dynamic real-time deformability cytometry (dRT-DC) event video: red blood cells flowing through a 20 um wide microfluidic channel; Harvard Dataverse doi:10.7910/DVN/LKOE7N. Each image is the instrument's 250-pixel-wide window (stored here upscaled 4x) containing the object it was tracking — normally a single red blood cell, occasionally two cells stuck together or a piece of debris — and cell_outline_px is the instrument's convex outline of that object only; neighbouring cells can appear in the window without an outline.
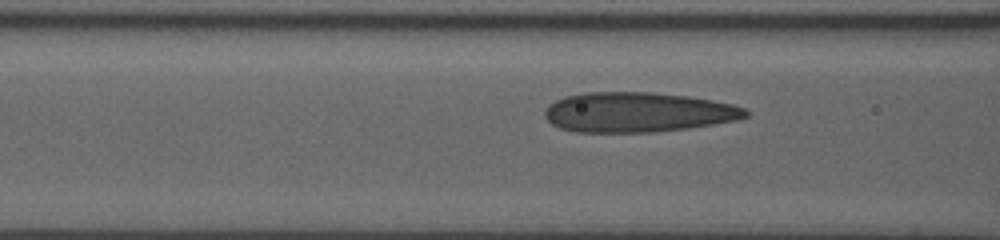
{"species": "human", "species_latin": "Homo sapiens", "temperature_condition": "room temperature", "stored_images_in_passage": 14, "camera_frame_rate_fps": 3000, "um_per_image_px": 0.085, "donor": {"sex": "male"}, "frame": {"image": 1, "passage_image": 12, "time_ms": 3.667, "image_size_px": [1000, 240], "cell_outline_px": [[752, 112], [748, 116], [736, 120], [688, 128], [652, 132], [576, 132], [560, 128], [552, 124], [544, 116], [544, 108], [548, 104], [564, 96], [588, 92], [652, 92], [688, 96], [712, 100], [732, 104], [744, 108]], "centroid_in_image_um": [54.2, 9.53], "position_along_channel_um": 112.4, "area_um2": 46.88}}